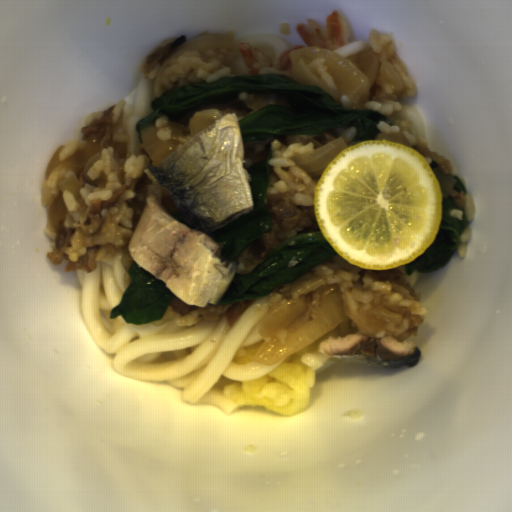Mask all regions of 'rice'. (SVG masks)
Here are the masks:
<instances>
[{
  "label": "rice",
  "mask_w": 512,
  "mask_h": 512,
  "mask_svg": "<svg viewBox=\"0 0 512 512\" xmlns=\"http://www.w3.org/2000/svg\"><path fill=\"white\" fill-rule=\"evenodd\" d=\"M129 160H118L113 156L112 148L100 149L82 169H59L44 177L39 184L42 205L49 212L55 200L60 196L65 211H78L71 195L62 192L57 182L70 176H78L80 193L85 207L114 197L116 193L140 177L145 176L147 166L157 165L151 157L130 153Z\"/></svg>",
  "instance_id": "rice-2"
},
{
  "label": "rice",
  "mask_w": 512,
  "mask_h": 512,
  "mask_svg": "<svg viewBox=\"0 0 512 512\" xmlns=\"http://www.w3.org/2000/svg\"><path fill=\"white\" fill-rule=\"evenodd\" d=\"M367 53H372L376 63H388L403 82L402 91L390 86L382 80L374 79L368 99L364 102L362 110L384 115L391 123H378L376 128L380 134L403 135L405 142L418 144L414 134L405 118L401 116V107L404 99L413 96L416 84L409 77L397 51L396 44L387 34L370 30L367 37Z\"/></svg>",
  "instance_id": "rice-3"
},
{
  "label": "rice",
  "mask_w": 512,
  "mask_h": 512,
  "mask_svg": "<svg viewBox=\"0 0 512 512\" xmlns=\"http://www.w3.org/2000/svg\"><path fill=\"white\" fill-rule=\"evenodd\" d=\"M317 149L313 143L282 144L277 139L272 141L266 192L286 194L300 205L315 207V190L323 174L310 176L293 159L296 155Z\"/></svg>",
  "instance_id": "rice-4"
},
{
  "label": "rice",
  "mask_w": 512,
  "mask_h": 512,
  "mask_svg": "<svg viewBox=\"0 0 512 512\" xmlns=\"http://www.w3.org/2000/svg\"><path fill=\"white\" fill-rule=\"evenodd\" d=\"M308 68L315 74V76L324 84L337 91L341 101L340 104L343 106H350L348 99L346 98L344 92L342 91L340 85L338 84L335 76L333 75L331 69L329 68L327 62L323 60L321 57L310 62H307Z\"/></svg>",
  "instance_id": "rice-7"
},
{
  "label": "rice",
  "mask_w": 512,
  "mask_h": 512,
  "mask_svg": "<svg viewBox=\"0 0 512 512\" xmlns=\"http://www.w3.org/2000/svg\"><path fill=\"white\" fill-rule=\"evenodd\" d=\"M331 357L321 353L319 350L304 352L299 358L300 365L308 369H316L324 365Z\"/></svg>",
  "instance_id": "rice-9"
},
{
  "label": "rice",
  "mask_w": 512,
  "mask_h": 512,
  "mask_svg": "<svg viewBox=\"0 0 512 512\" xmlns=\"http://www.w3.org/2000/svg\"><path fill=\"white\" fill-rule=\"evenodd\" d=\"M161 65H162V63H161V64H159V65H157V66H156V67H154L151 71H149V72H148V71L146 70V67H145V64H144V72H145V74H146V76H147L148 80H152V81H153V83H154L155 78H156V75H157V73H158V71H159V69H160Z\"/></svg>",
  "instance_id": "rice-13"
},
{
  "label": "rice",
  "mask_w": 512,
  "mask_h": 512,
  "mask_svg": "<svg viewBox=\"0 0 512 512\" xmlns=\"http://www.w3.org/2000/svg\"><path fill=\"white\" fill-rule=\"evenodd\" d=\"M127 105H128V103L125 99V100H121V101H116L104 108H101L99 110L91 112L87 116L82 128L85 127L86 125L90 124L91 122L95 121L96 119L100 118L101 116H103L104 112L107 111L108 109H110L111 107H114L112 121H119L121 124Z\"/></svg>",
  "instance_id": "rice-8"
},
{
  "label": "rice",
  "mask_w": 512,
  "mask_h": 512,
  "mask_svg": "<svg viewBox=\"0 0 512 512\" xmlns=\"http://www.w3.org/2000/svg\"><path fill=\"white\" fill-rule=\"evenodd\" d=\"M82 144L79 140V136L75 138L72 142H70L67 146H65L62 150L61 157L62 160H67L73 157L76 153L81 150Z\"/></svg>",
  "instance_id": "rice-10"
},
{
  "label": "rice",
  "mask_w": 512,
  "mask_h": 512,
  "mask_svg": "<svg viewBox=\"0 0 512 512\" xmlns=\"http://www.w3.org/2000/svg\"><path fill=\"white\" fill-rule=\"evenodd\" d=\"M463 199H464V204L461 205L463 210H461V209L448 210L452 216L458 217L462 220L466 217V219L468 221L467 224L465 225V227L462 231V234L460 236V239H459V243H458L456 253H455V255H457V256H464V254L467 250L470 235H471L472 223H473V219L475 216V205H474L473 198H471L468 195L463 194Z\"/></svg>",
  "instance_id": "rice-6"
},
{
  "label": "rice",
  "mask_w": 512,
  "mask_h": 512,
  "mask_svg": "<svg viewBox=\"0 0 512 512\" xmlns=\"http://www.w3.org/2000/svg\"><path fill=\"white\" fill-rule=\"evenodd\" d=\"M331 295H338L347 317L338 327V337L353 334L378 338L361 315L363 310L385 303L409 309L424 317L426 307L406 290L391 283L370 279L366 269L355 266L338 253L302 275L284 281L264 296L270 308L283 301H305V310L314 317L318 306Z\"/></svg>",
  "instance_id": "rice-1"
},
{
  "label": "rice",
  "mask_w": 512,
  "mask_h": 512,
  "mask_svg": "<svg viewBox=\"0 0 512 512\" xmlns=\"http://www.w3.org/2000/svg\"><path fill=\"white\" fill-rule=\"evenodd\" d=\"M228 76H238L230 48L204 47L182 52L163 68L159 79L168 91L199 80L215 81Z\"/></svg>",
  "instance_id": "rice-5"
},
{
  "label": "rice",
  "mask_w": 512,
  "mask_h": 512,
  "mask_svg": "<svg viewBox=\"0 0 512 512\" xmlns=\"http://www.w3.org/2000/svg\"><path fill=\"white\" fill-rule=\"evenodd\" d=\"M423 271H413L411 272L410 274H408V277H409V280H410V284L411 286H413L415 288V284H416V280L417 278L420 276V274L422 273Z\"/></svg>",
  "instance_id": "rice-14"
},
{
  "label": "rice",
  "mask_w": 512,
  "mask_h": 512,
  "mask_svg": "<svg viewBox=\"0 0 512 512\" xmlns=\"http://www.w3.org/2000/svg\"><path fill=\"white\" fill-rule=\"evenodd\" d=\"M223 115L216 111L215 109H213L212 107L211 108H207V109H202L200 112L197 113L196 117H212L213 119H215L216 121L221 118Z\"/></svg>",
  "instance_id": "rice-12"
},
{
  "label": "rice",
  "mask_w": 512,
  "mask_h": 512,
  "mask_svg": "<svg viewBox=\"0 0 512 512\" xmlns=\"http://www.w3.org/2000/svg\"><path fill=\"white\" fill-rule=\"evenodd\" d=\"M341 134L339 137H342L346 140L349 146H353L355 144L361 143L354 128H340Z\"/></svg>",
  "instance_id": "rice-11"
}]
</instances>
